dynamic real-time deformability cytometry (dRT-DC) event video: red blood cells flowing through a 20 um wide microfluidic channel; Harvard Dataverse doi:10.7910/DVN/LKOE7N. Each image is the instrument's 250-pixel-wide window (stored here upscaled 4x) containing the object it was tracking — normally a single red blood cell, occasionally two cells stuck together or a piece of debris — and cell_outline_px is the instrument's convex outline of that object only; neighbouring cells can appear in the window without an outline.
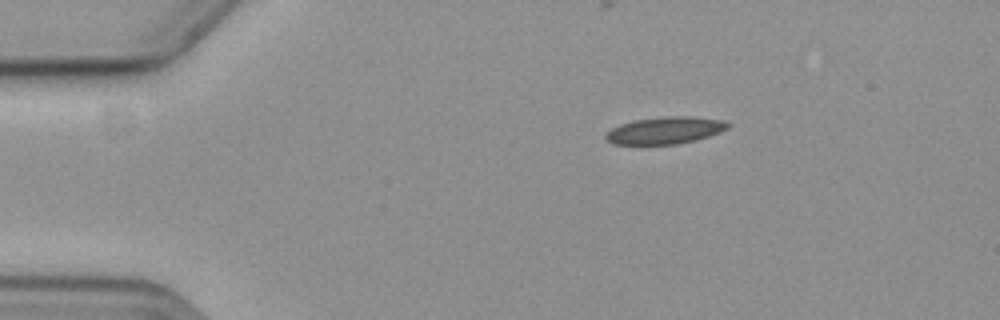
{"species": "common noctule bat (a hibernating species)", "species_latin": "Nyctalus noctula", "temperature_condition": "cold", "stored_images_in_passage": 49, "camera_frame_rate_fps": 3000, "um_per_image_px": 0.085, "animal": {"sex": "female", "body_mass_g": 19.3, "forearm_length_mm": 54.1}, "frame": {"image": 1, "passage_image": 1, "time_ms": 0.0, "image_size_px": [1000, 320], "cell_outline_px": [[732, 124], [728, 128], [720, 132], [696, 140], [676, 144], [612, 144], [604, 136], [612, 128], [620, 124], [636, 120], [664, 116], [688, 116], [720, 120]], "centroid_in_image_um": [56.54, 11.08], "position_along_channel_um": 28.5, "area_um2": 19.07}}
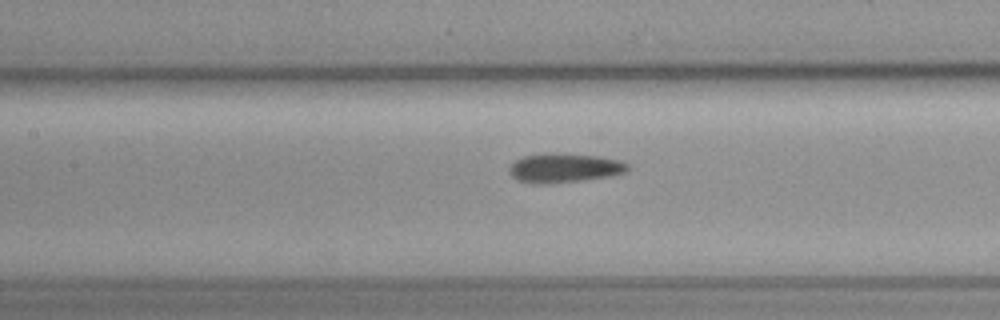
{"frame": {"image": 2, "passage_image": 17, "time_ms": 5.333, "image_size_px": [1000, 320], "cell_outline_px": [[628, 172], [612, 176], [548, 184], [544, 184], [520, 180], [512, 176], [508, 168], [516, 160], [524, 156], [548, 152], [552, 152], [600, 156], [620, 160], [628, 164]], "centroid_in_image_um": [48.01, 14.25], "position_along_channel_um": 159.4, "area_um2": 20.17}}
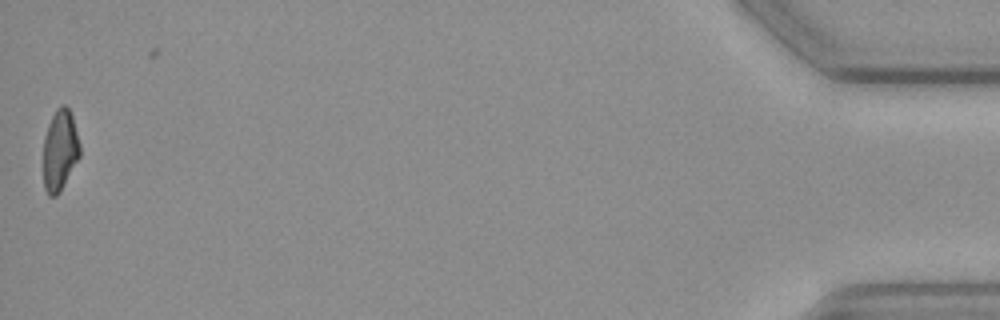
{"frame": {"image": 3, "passage_image": 48, "time_ms": 15.667, "image_size_px": [1000, 320], "cell_outline_px": [[80, 156], [60, 192], [56, 196], [48, 196], [44, 188], [44, 136], [48, 124], [56, 108], [60, 104], [64, 104], [68, 108], [72, 116], [80, 144]], "centroid_in_image_um": [5.09, 12.77], "position_along_channel_um": 430.1, "area_um2": 17.28}}